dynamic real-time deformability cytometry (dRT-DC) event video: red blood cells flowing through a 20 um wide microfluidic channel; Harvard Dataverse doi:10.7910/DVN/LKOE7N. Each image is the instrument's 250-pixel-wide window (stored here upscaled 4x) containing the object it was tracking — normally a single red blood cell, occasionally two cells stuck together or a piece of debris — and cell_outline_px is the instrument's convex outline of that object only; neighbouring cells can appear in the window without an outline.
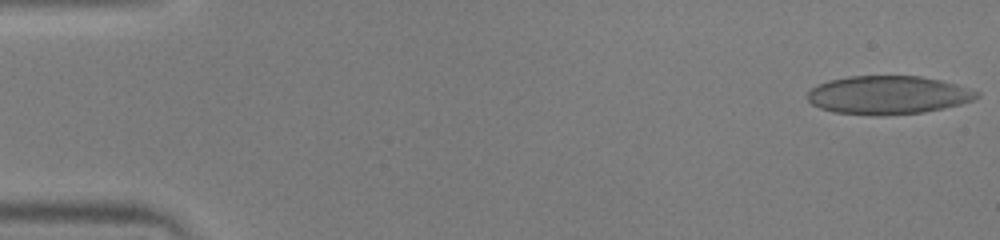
{"species": "human", "species_latin": "Homo sapiens", "temperature_condition": "warm", "stored_images_in_passage": 51, "camera_frame_rate_fps": 3000, "um_per_image_px": 0.085, "donor": {"sex": "male"}, "frame": {"image": 1, "passage_image": 1, "time_ms": 0.0, "image_size_px": [1000, 240], "cell_outline_px": [[980, 96], [972, 100], [960, 104], [944, 108], [924, 112], [876, 116], [872, 116], [836, 112], [820, 108], [812, 104], [808, 100], [808, 92], [812, 88], [828, 80], [848, 76], [920, 76], [940, 80], [956, 84], [980, 92]], "centroid_in_image_um": [75.49, 8.08], "position_along_channel_um": 9.5, "area_um2": 37.86}}
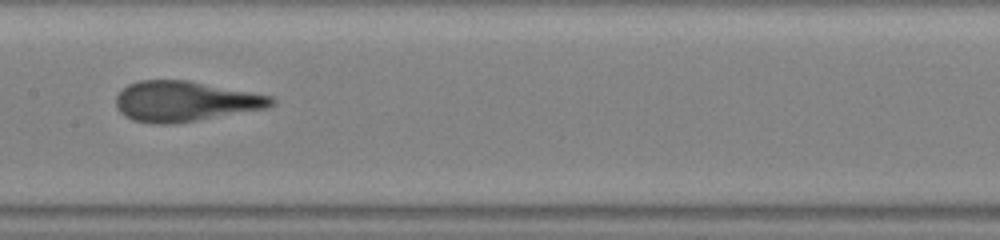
{"frame": {"image": 2, "passage_image": 26, "time_ms": 8.333, "image_size_px": [1000, 240], "cell_outline_px": [[276, 104], [268, 108], [172, 124], [156, 124], [132, 120], [124, 116], [116, 108], [116, 96], [128, 84], [140, 80], [188, 80], [272, 96], [276, 100]], "centroid_in_image_um": [15.72, 8.61], "position_along_channel_um": 191.7, "area_um2": 36.47}}
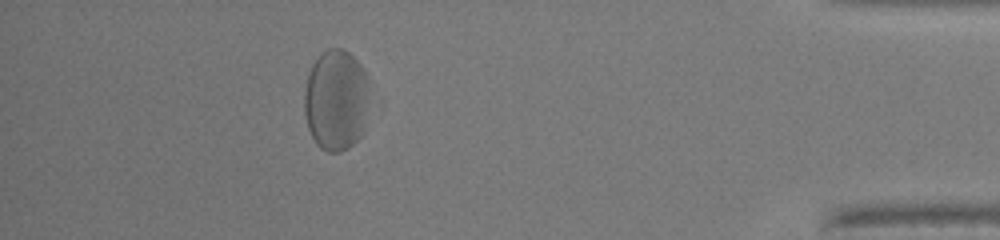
{"frame": {"image": 3, "passage_image": 46, "time_ms": 15.0, "image_size_px": [1000, 240], "cell_outline_px": [[372, 108], [360, 136], [348, 148], [340, 152], [328, 152], [320, 148], [316, 144], [308, 128], [304, 112], [304, 92], [308, 72], [312, 64], [320, 52], [328, 48], [344, 48], [360, 64], [368, 80]], "centroid_in_image_um": [28.59, 8.5], "position_along_channel_um": 406.6, "area_um2": 39.48}, "authors_computed_cell_mechanics": {"area_um2": 37.5122, "velocity_mm_per_s": 3.959, "shape_relaxation_time_tau1_ms": 2.385, "shape_relaxation_time_tau2_ms": 1.1309, "deformation_change_tau1": 0.1398, "deformation_change_tau2": 0.1035}}